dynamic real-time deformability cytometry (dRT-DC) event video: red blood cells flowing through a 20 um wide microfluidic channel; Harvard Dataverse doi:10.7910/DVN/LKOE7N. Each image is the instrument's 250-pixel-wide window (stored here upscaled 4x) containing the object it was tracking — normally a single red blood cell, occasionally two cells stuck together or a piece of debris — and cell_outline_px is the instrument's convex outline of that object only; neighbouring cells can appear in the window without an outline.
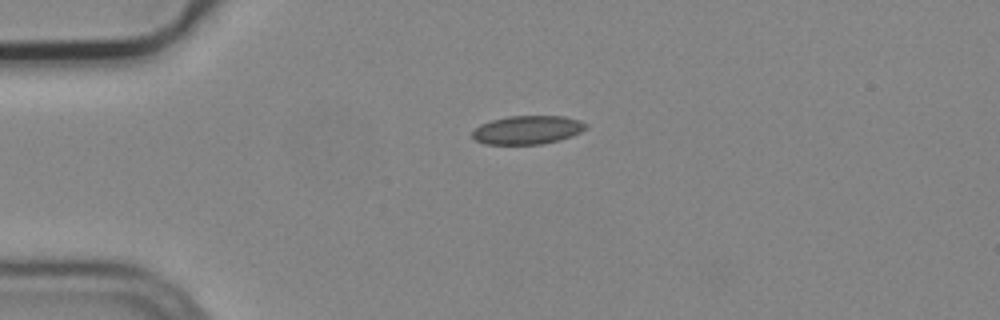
{"species": "common noctule bat (a hibernating species)", "species_latin": "Nyctalus noctula", "temperature_condition": "cold", "stored_images_in_passage": 2, "camera_frame_rate_fps": 3000, "um_per_image_px": 0.085, "animal": {"sex": "male", "body_mass_g": 19.2, "forearm_length_mm": 51.8}, "frame": {"image": 1, "passage_image": 1, "time_ms": 0.0, "image_size_px": [1000, 320], "cell_outline_px": [[588, 128], [572, 136], [560, 140], [540, 144], [484, 144], [476, 140], [472, 136], [472, 132], [480, 124], [492, 120], [508, 116], [564, 116], [580, 120], [588, 124]], "centroid_in_image_um": [44.86, 11.04], "position_along_channel_um": 40.1, "area_um2": 18.96}}
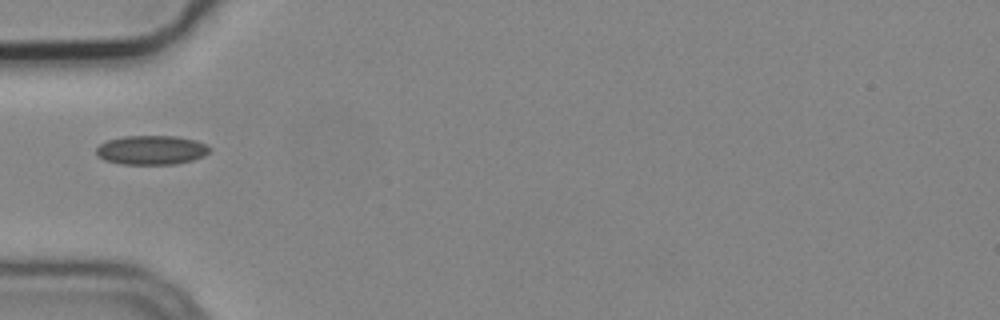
{"frame": {"image": 2, "passage_image": 2, "time_ms": 0.333, "image_size_px": [1000, 320], "cell_outline_px": [[212, 148], [204, 156], [192, 160], [176, 164], [124, 164], [104, 160], [96, 156], [96, 148], [100, 144], [108, 140], [124, 136], [176, 136], [196, 140]], "centroid_in_image_um": [12.86, 12.75], "position_along_channel_um": 72.1, "area_um2": 19.31}}